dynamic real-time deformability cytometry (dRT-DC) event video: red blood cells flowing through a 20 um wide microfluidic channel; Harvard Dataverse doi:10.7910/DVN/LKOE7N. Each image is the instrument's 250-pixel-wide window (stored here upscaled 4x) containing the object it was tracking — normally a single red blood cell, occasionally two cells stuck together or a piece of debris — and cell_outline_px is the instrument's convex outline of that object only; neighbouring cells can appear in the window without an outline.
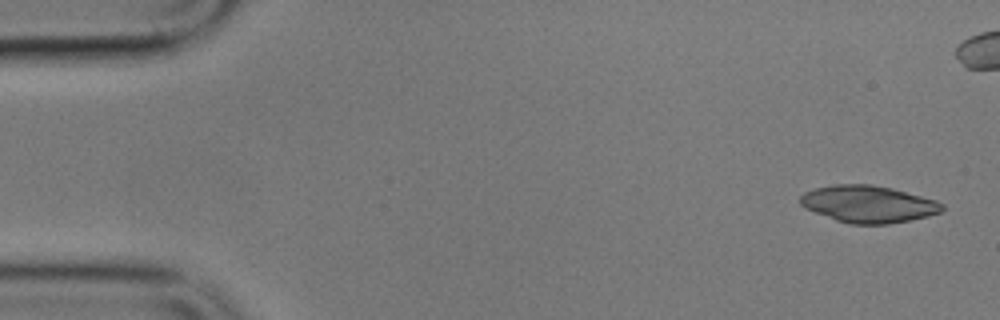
{"species": "common noctule bat (a hibernating species)", "species_latin": "Nyctalus noctula", "temperature_condition": "cold", "stored_images_in_passage": 9, "camera_frame_rate_fps": 3000, "um_per_image_px": 0.085, "animal": {"sex": "male", "body_mass_g": 17.9}, "frame": {"image": 1, "passage_image": 1, "time_ms": 0.0, "image_size_px": [1000, 320], "cell_outline_px": [[944, 208], [940, 212], [928, 216], [888, 224], [848, 224], [836, 220], [804, 208], [800, 204], [800, 196], [804, 192], [816, 188], [832, 184], [872, 184], [892, 188], [936, 200], [944, 204]], "centroid_in_image_um": [73.79, 17.34], "position_along_channel_um": 11.2, "area_um2": 30.63}}